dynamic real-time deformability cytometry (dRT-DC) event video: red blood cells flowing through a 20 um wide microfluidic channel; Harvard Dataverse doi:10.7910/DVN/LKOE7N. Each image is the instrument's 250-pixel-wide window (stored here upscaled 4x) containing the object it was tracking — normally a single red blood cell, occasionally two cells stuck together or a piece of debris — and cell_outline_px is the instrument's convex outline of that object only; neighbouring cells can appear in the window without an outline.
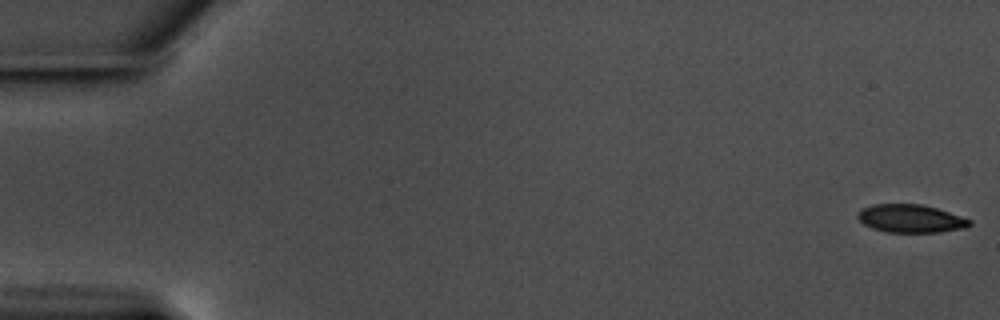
{"species": "common noctule bat (a hibernating species)", "species_latin": "Nyctalus noctula", "temperature_condition": "warm", "stored_images_in_passage": 8, "camera_frame_rate_fps": 3000, "um_per_image_px": 0.085, "animal": {"sex": "male", "body_mass_g": 17.5, "forearm_length_mm": 52.3}, "frame": {"image": 1, "passage_image": 1, "time_ms": 0.0, "image_size_px": [1000, 320], "cell_outline_px": [[972, 224], [964, 228], [940, 232], [884, 232], [872, 228], [864, 224], [856, 216], [860, 208], [872, 204], [920, 204], [936, 208], [972, 220]], "centroid_in_image_um": [77.37, 18.57], "position_along_channel_um": 7.6, "area_um2": 18.32}}